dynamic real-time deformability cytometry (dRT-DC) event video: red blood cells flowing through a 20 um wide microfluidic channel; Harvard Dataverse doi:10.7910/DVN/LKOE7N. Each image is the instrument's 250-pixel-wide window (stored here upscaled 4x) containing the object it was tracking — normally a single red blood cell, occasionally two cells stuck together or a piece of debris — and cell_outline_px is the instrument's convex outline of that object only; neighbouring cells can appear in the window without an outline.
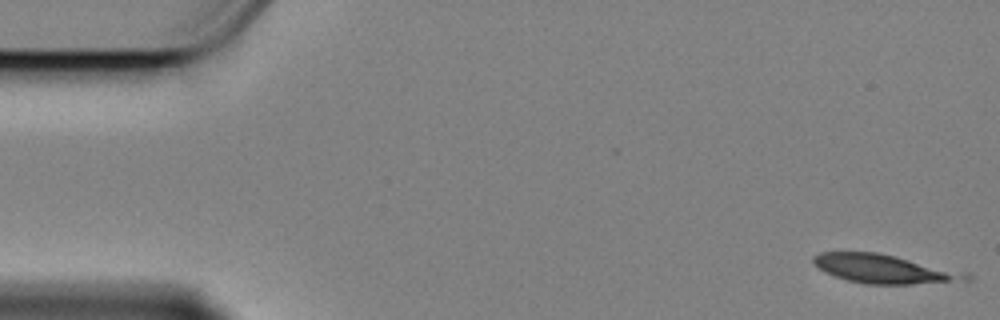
{"species": "Egyptian fruit bat (a non-hibernating species)", "species_latin": "Rousettus aegyptiacus", "temperature_condition": "cold", "stored_images_in_passage": 3, "camera_frame_rate_fps": 3000, "um_per_image_px": 0.085, "animal": {"sex": "female"}, "frame": {"image": 1, "passage_image": 1, "time_ms": 0.0, "image_size_px": [1000, 320], "cell_outline_px": [[972, 280], [912, 284], [864, 284], [848, 280], [824, 272], [812, 260], [812, 256], [820, 252], [880, 252], [968, 272], [972, 276]], "centroid_in_image_um": [75.22, 22.85], "position_along_channel_um": 9.8, "area_um2": 25.84}}